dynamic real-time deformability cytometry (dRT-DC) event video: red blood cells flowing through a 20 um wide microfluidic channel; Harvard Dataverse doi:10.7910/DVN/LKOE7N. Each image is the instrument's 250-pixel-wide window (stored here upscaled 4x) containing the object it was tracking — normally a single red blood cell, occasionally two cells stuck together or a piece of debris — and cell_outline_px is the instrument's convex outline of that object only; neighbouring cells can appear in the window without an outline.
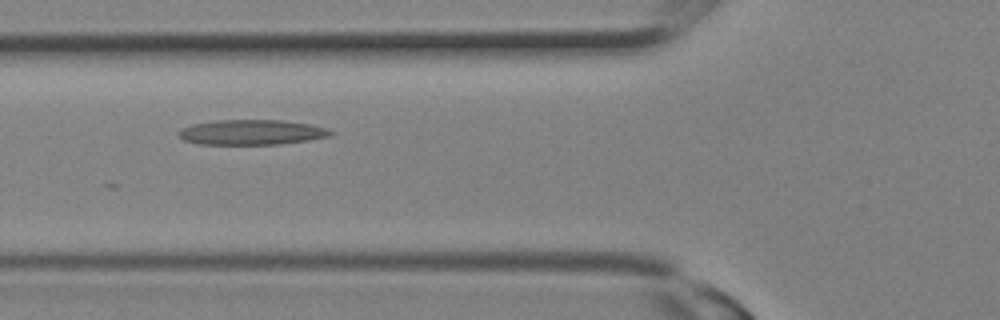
{"species": "Egyptian fruit bat (a non-hibernating species)", "species_latin": "Rousettus aegyptiacus", "temperature_condition": "room temperature", "stored_images_in_passage": 26, "camera_frame_rate_fps": 3000, "um_per_image_px": 0.085, "animal": {"sex": "female"}, "frame": {"image": 1, "passage_image": 9, "time_ms": 2.667, "image_size_px": [1000, 320], "cell_outline_px": [[336, 132], [328, 136], [308, 140], [280, 144], [200, 144], [184, 140], [176, 132], [192, 124], [216, 120], [284, 120], [312, 124], [328, 128]], "centroid_in_image_um": [21.43, 11.23], "position_along_channel_um": 104.4, "area_um2": 22.25}}
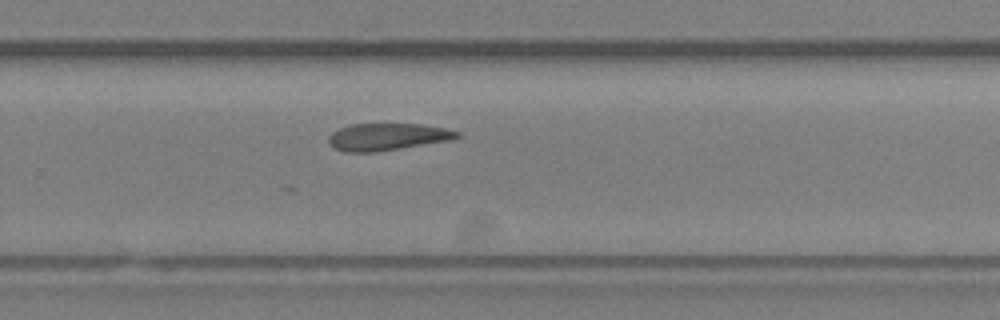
{"frame": {"image": 2, "passage_image": 17, "time_ms": 5.333, "image_size_px": [1000, 320], "cell_outline_px": [[460, 136], [456, 140], [376, 152], [344, 152], [336, 148], [328, 140], [328, 136], [332, 132], [348, 124], [420, 124], [444, 128], [460, 132]], "centroid_in_image_um": [32.98, 11.63], "position_along_channel_um": 296.8, "area_um2": 20.46}}
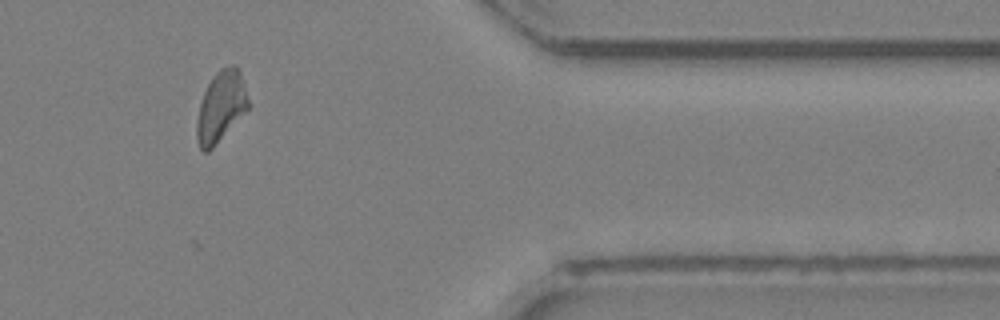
{"frame": {"image": 3, "passage_image": 22, "time_ms": 7.0, "image_size_px": [1000, 320], "cell_outline_px": [[248, 108], [212, 148], [208, 152], [204, 152], [200, 148], [196, 136], [196, 124], [200, 104], [204, 92], [212, 76], [220, 68], [232, 64], [236, 64], [240, 72], [244, 84], [248, 100]], "centroid_in_image_um": [18.76, 9.03], "position_along_channel_um": 392.6, "area_um2": 20.87}}